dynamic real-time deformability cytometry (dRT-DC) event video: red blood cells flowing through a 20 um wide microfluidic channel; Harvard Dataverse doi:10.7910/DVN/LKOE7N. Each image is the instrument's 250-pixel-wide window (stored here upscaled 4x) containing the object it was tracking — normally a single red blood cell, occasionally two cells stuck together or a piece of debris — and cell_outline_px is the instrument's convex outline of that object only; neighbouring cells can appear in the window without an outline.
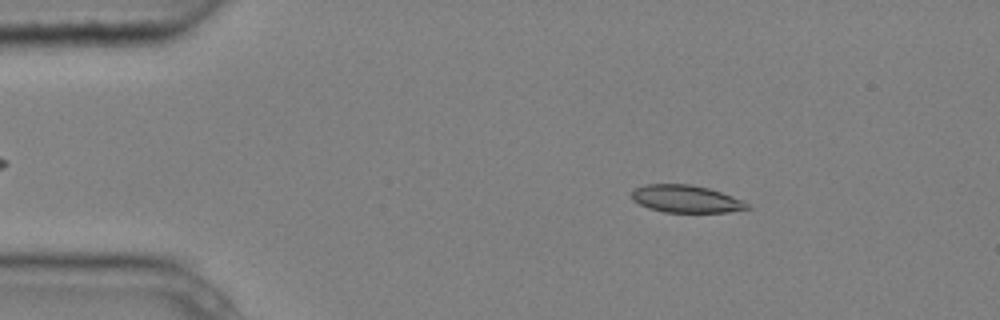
{"species": "common noctule bat (a hibernating species)", "species_latin": "Nyctalus noctula", "temperature_condition": "cold", "stored_images_in_passage": 3, "camera_frame_rate_fps": 3000, "um_per_image_px": 0.085, "animal": {"sex": "male", "body_mass_g": 20.4}, "frame": {"image": 1, "passage_image": 2, "time_ms": 0.333, "image_size_px": [1000, 320], "cell_outline_px": [[752, 208], [728, 212], [664, 212], [648, 208], [632, 200], [632, 188], [644, 184], [692, 184], [708, 188], [744, 200]], "centroid_in_image_um": [58.29, 16.9], "position_along_channel_um": 26.7, "area_um2": 18.61}}
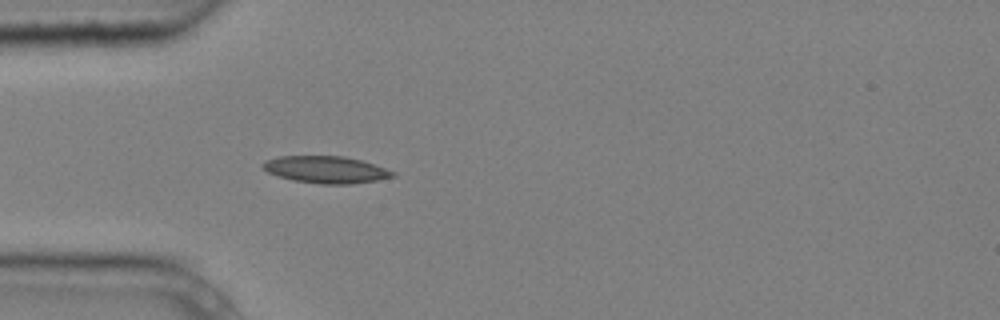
{"frame": {"image": 2, "passage_image": 3, "time_ms": 0.667, "image_size_px": [1000, 320], "cell_outline_px": [[396, 176], [376, 180], [352, 184], [320, 184], [292, 180], [268, 172], [260, 168], [260, 164], [264, 160], [276, 156], [344, 156], [360, 160], [396, 172]], "centroid_in_image_um": [27.65, 14.41], "position_along_channel_um": 57.4, "area_um2": 20.52}}